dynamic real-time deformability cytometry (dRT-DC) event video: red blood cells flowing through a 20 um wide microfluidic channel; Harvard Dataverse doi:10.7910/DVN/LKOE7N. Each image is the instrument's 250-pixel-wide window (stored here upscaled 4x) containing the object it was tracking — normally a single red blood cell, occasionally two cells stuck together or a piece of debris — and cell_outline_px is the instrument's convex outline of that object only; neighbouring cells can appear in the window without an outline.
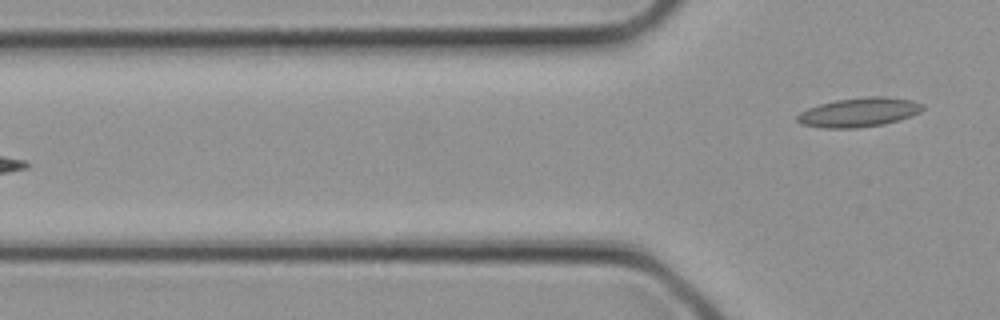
{"species": "common noctule bat (a hibernating species)", "species_latin": "Nyctalus noctula", "temperature_condition": "cold", "stored_images_in_passage": 3, "camera_frame_rate_fps": 3000, "um_per_image_px": 0.085, "animal": {"sex": "female", "body_mass_g": 21.9}, "frame": {"image": 1, "passage_image": 3, "time_ms": 0.667, "image_size_px": [1000, 320], "cell_outline_px": [[924, 108], [920, 112], [884, 124], [856, 128], [820, 128], [804, 124], [796, 120], [796, 116], [800, 112], [808, 108], [820, 104], [836, 100], [868, 96], [888, 96], [912, 100], [924, 104]], "centroid_in_image_um": [73.01, 9.53], "position_along_channel_um": 52.8, "area_um2": 21.27}}